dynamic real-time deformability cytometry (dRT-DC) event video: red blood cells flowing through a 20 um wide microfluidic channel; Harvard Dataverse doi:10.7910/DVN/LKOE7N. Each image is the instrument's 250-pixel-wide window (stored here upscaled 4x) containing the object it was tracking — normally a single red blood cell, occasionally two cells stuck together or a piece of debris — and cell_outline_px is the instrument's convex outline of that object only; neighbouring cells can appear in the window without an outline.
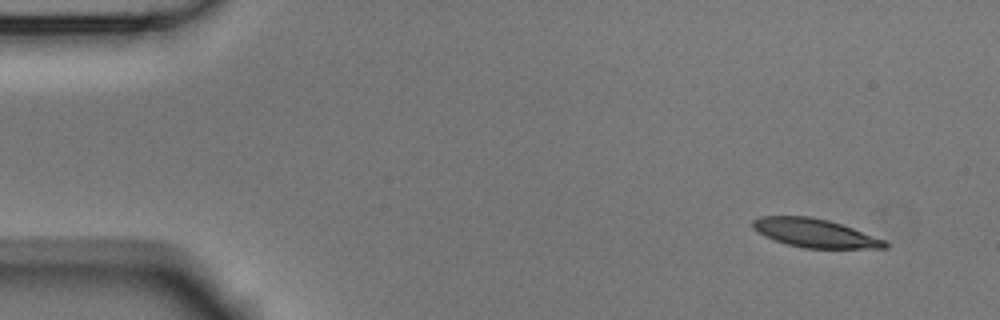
{"species": "Egyptian fruit bat (a non-hibernating species)", "species_latin": "Rousettus aegyptiacus", "temperature_condition": "room temperature", "stored_images_in_passage": 3, "camera_frame_rate_fps": 3000, "um_per_image_px": 0.085, "animal": {"sex": "male"}, "frame": {"image": 1, "passage_image": 1, "time_ms": 0.0, "image_size_px": [1000, 320], "cell_outline_px": [[888, 248], [804, 248], [788, 244], [764, 236], [756, 232], [752, 228], [752, 220], [760, 216], [808, 216], [828, 220], [852, 228], [884, 240], [888, 244]], "centroid_in_image_um": [69.2, 19.8], "position_along_channel_um": 15.8, "area_um2": 21.79}}